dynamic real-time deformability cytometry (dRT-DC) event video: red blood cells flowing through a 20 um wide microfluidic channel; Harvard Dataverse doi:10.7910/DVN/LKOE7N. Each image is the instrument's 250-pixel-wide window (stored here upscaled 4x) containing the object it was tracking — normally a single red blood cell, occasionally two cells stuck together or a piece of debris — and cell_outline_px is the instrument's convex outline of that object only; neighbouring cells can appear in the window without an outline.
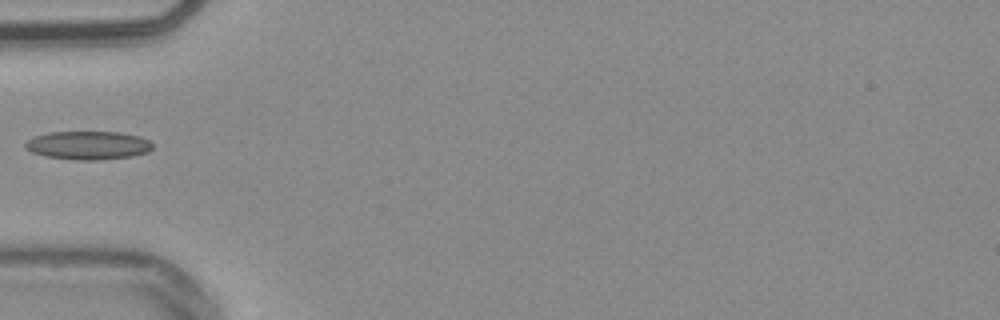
{"species": "common noctule bat (a hibernating species)", "species_latin": "Nyctalus noctula", "temperature_condition": "warm", "stored_images_in_passage": 31, "camera_frame_rate_fps": 3000, "um_per_image_px": 0.085, "animal": {"sex": "male", "body_mass_g": 20.4}, "frame": {"image": 1, "passage_image": 1, "time_ms": 0.0, "image_size_px": [1000, 320], "cell_outline_px": [[152, 148], [148, 152], [132, 156], [100, 160], [76, 160], [44, 156], [32, 152], [24, 148], [24, 144], [28, 140], [36, 136], [48, 132], [120, 132], [140, 136], [148, 140], [152, 144]], "centroid_in_image_um": [7.49, 12.35], "position_along_channel_um": 77.5, "area_um2": 21.15}}
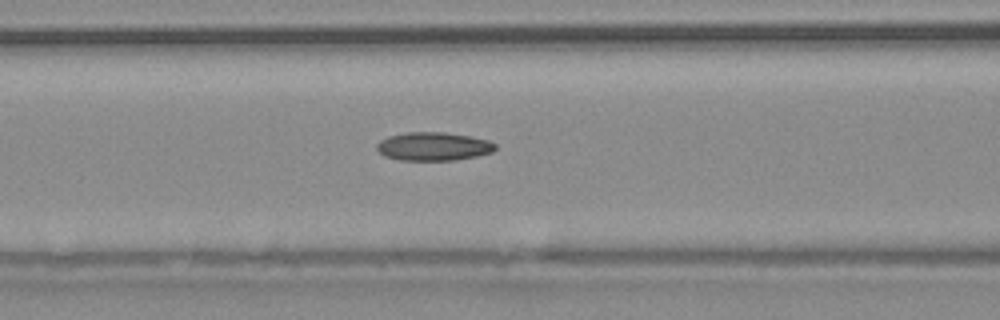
{"frame": {"image": 2, "passage_image": 5, "time_ms": 1.333, "image_size_px": [1000, 320], "cell_outline_px": [[496, 148], [492, 152], [476, 156], [456, 160], [400, 160], [384, 156], [376, 148], [376, 144], [380, 140], [388, 136], [404, 132], [444, 132], [472, 136], [488, 140], [496, 144]], "centroid_in_image_um": [36.83, 12.44], "position_along_channel_um": 129.8, "area_um2": 19.77}}
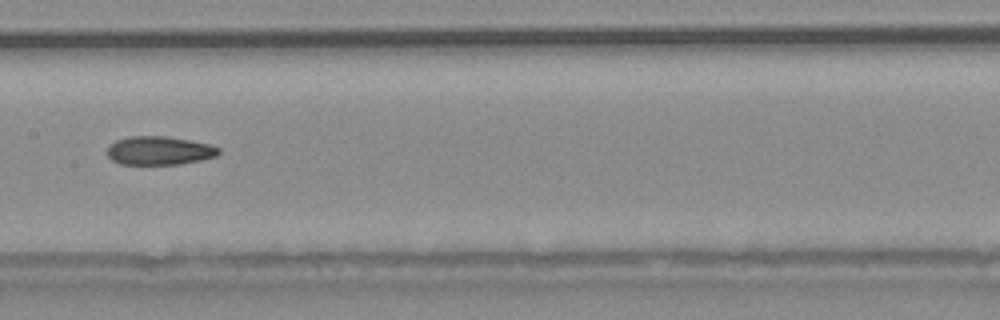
{"frame": {"image": 3, "passage_image": 10, "time_ms": 3.0, "image_size_px": [1000, 320], "cell_outline_px": [[220, 152], [216, 156], [200, 160], [180, 164], [120, 164], [112, 160], [108, 156], [108, 144], [116, 140], [128, 136], [164, 136], [188, 140], [208, 144], [220, 148]], "centroid_in_image_um": [13.51, 12.8], "position_along_channel_um": 193.9, "area_um2": 18.5}}